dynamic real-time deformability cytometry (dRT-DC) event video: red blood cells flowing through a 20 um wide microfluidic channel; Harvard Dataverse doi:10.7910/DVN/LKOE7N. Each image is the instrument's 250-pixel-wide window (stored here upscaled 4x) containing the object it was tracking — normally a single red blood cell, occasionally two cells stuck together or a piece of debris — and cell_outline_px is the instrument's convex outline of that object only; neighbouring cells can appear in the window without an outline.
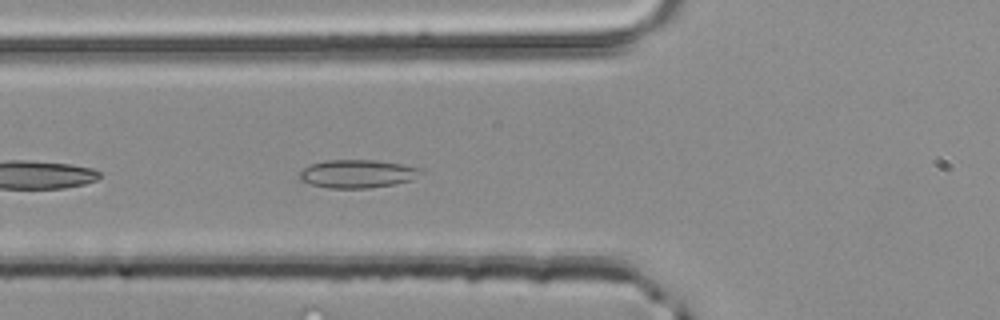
{"species": "common noctule bat (a hibernating species)", "species_latin": "Nyctalus noctula", "temperature_condition": "room temperature", "stored_images_in_passage": 35, "camera_frame_rate_fps": 3000, "um_per_image_px": 0.085, "animal": {"sex": "male", "body_mass_g": 20.4}, "frame": {"image": 1, "passage_image": 4, "time_ms": 1.0, "image_size_px": [1000, 320], "cell_outline_px": [[424, 172], [412, 180], [396, 184], [368, 188], [328, 188], [312, 184], [300, 180], [300, 172], [304, 168], [312, 164], [324, 160], [376, 160], [404, 164], [420, 168]], "centroid_in_image_um": [30.43, 14.77], "position_along_channel_um": 95.4, "area_um2": 20.0}}
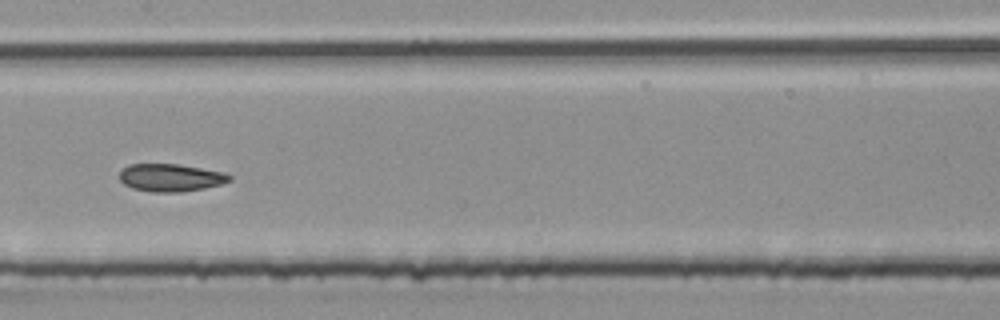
{"frame": {"image": 2, "passage_image": 11, "time_ms": 3.333, "image_size_px": [1000, 320], "cell_outline_px": [[232, 180], [220, 184], [204, 188], [180, 192], [152, 192], [132, 188], [124, 184], [120, 180], [120, 172], [128, 164], [180, 164], [224, 172], [232, 176]], "centroid_in_image_um": [14.51, 15.09], "position_along_channel_um": 192.9, "area_um2": 17.74}}
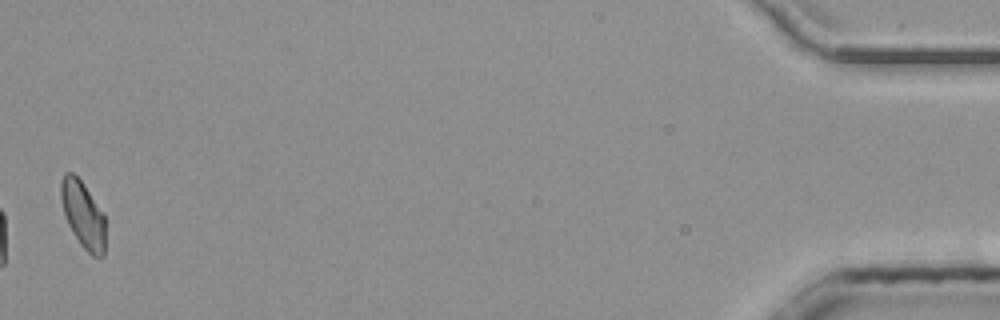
{"frame": {"image": 3, "passage_image": 35, "time_ms": 11.333, "image_size_px": [1000, 320], "cell_outline_px": [[104, 256], [92, 256], [80, 244], [72, 232], [64, 216], [60, 196], [60, 180], [64, 172], [72, 172], [80, 180], [104, 216]], "centroid_in_image_um": [7.01, 18.24], "position_along_channel_um": 428.2, "area_um2": 16.99}, "authors_computed_cell_mechanics": {"area_um2": 17.6868, "velocity_mm_per_s": 4.1627, "shape_relaxation_time_tau1_ms": null, "shape_relaxation_time_tau2_ms": 2.5474, "deformation_change_tau1": null, "deformation_change_tau2": 0.0705}}